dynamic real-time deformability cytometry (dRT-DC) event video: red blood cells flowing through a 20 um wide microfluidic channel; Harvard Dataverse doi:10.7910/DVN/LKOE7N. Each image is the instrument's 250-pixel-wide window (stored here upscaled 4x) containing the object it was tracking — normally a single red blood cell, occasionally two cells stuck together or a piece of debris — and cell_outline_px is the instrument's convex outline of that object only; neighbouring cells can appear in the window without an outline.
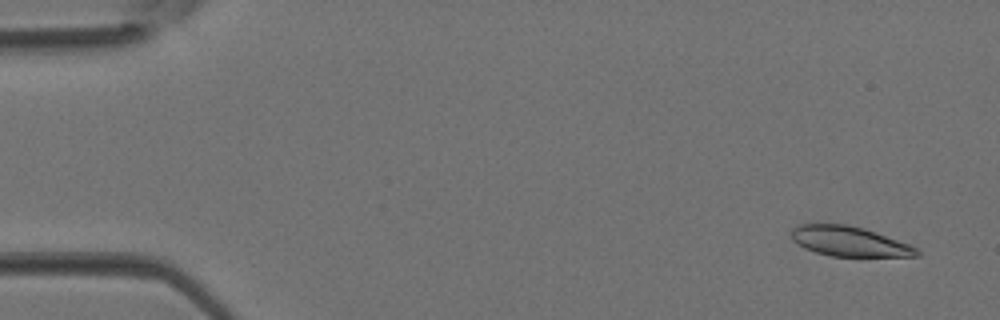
{"species": "Egyptian fruit bat (a non-hibernating species)", "species_latin": "Rousettus aegyptiacus", "temperature_condition": "room temperature", "stored_images_in_passage": 4, "camera_frame_rate_fps": 3000, "um_per_image_px": 0.085, "animal": {"sex": "female"}, "frame": {"image": 1, "passage_image": 1, "time_ms": 0.0, "image_size_px": [1000, 320], "cell_outline_px": [[920, 256], [832, 256], [816, 252], [804, 248], [792, 240], [792, 228], [800, 224], [848, 224], [864, 228], [908, 244], [916, 248], [920, 252]], "centroid_in_image_um": [72.17, 20.51], "position_along_channel_um": 12.8, "area_um2": 21.62}}
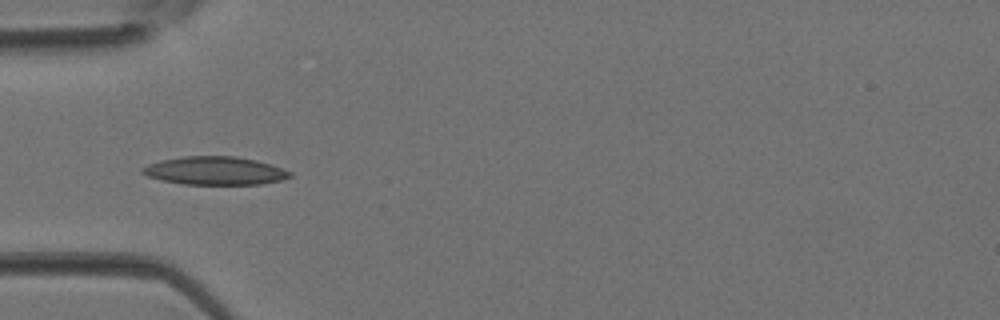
{"frame": {"image": 2, "passage_image": 3, "time_ms": 0.667, "image_size_px": [1000, 320], "cell_outline_px": [[292, 176], [280, 180], [260, 184], [184, 184], [160, 180], [148, 176], [140, 172], [140, 168], [148, 164], [160, 160], [184, 156], [236, 156], [256, 160], [292, 172]], "centroid_in_image_um": [18.22, 14.51], "position_along_channel_um": 66.8, "area_um2": 24.16}}
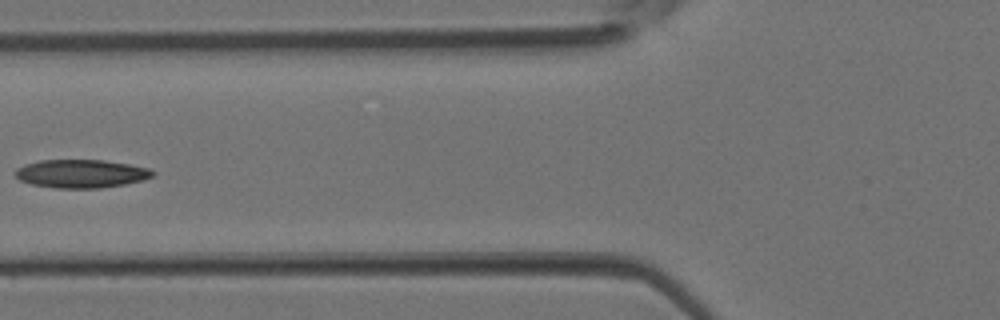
{"frame": {"image": 3, "passage_image": 4, "time_ms": 1.0, "image_size_px": [1000, 320], "cell_outline_px": [[156, 172], [152, 176], [144, 180], [124, 184], [100, 188], [56, 188], [32, 184], [20, 180], [16, 176], [16, 168], [24, 164], [40, 160], [104, 160], [128, 164], [148, 168]], "centroid_in_image_um": [6.9, 14.76], "position_along_channel_um": 118.9, "area_um2": 22.6}}